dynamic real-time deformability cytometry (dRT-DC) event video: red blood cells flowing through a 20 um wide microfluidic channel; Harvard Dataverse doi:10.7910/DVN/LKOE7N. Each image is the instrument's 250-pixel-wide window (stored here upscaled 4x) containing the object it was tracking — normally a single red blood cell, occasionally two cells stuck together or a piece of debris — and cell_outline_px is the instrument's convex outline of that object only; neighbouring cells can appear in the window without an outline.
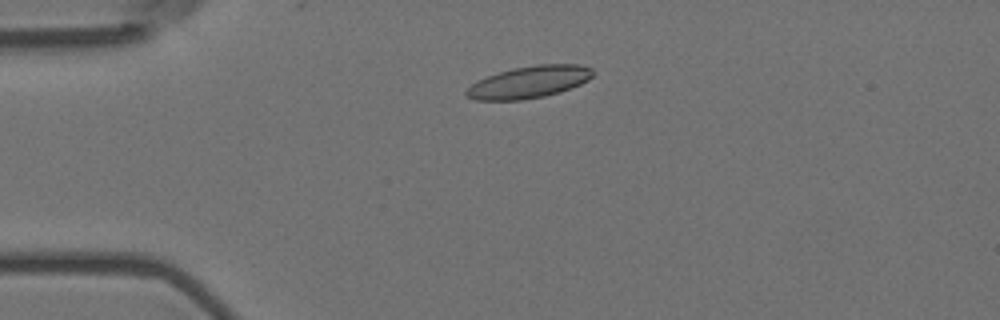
{"species": "Egyptian fruit bat (a non-hibernating species)", "species_latin": "Rousettus aegyptiacus", "temperature_condition": "room temperature", "stored_images_in_passage": 4, "camera_frame_rate_fps": 3000, "um_per_image_px": 0.085, "animal": {"sex": "female"}, "frame": {"image": 1, "passage_image": 3, "time_ms": 0.667, "image_size_px": [1000, 320], "cell_outline_px": [[596, 72], [588, 80], [580, 84], [560, 92], [544, 96], [524, 100], [476, 100], [468, 96], [464, 92], [476, 80], [512, 68], [536, 64], [580, 64], [592, 68]], "centroid_in_image_um": [45.0, 6.97], "position_along_channel_um": 40.0, "area_um2": 23.7}}